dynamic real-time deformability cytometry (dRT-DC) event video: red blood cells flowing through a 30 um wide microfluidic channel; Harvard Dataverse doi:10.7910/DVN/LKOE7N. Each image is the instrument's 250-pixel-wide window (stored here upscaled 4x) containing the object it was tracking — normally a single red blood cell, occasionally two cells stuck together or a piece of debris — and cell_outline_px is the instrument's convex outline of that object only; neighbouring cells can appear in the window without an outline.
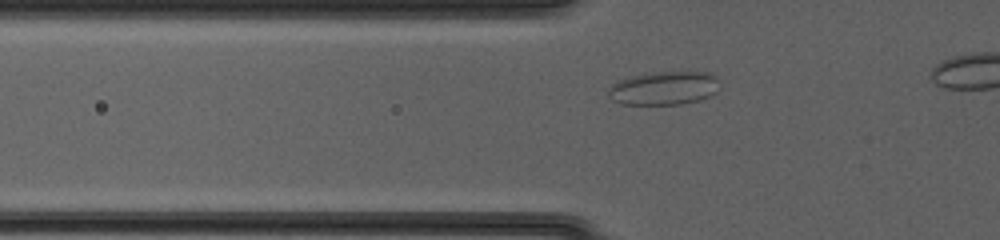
{"species": "common noctule bat (a hibernating species)", "species_latin": "Nyctalus noctula", "temperature_condition": "cold", "stored_images_in_passage": 32, "camera_frame_rate_fps": 3000, "um_per_image_px": 0.085, "animal": {"sex": "female", "body_mass_g": 20.0, "forearm_length_mm": 54.0}, "frame": {"image": 1, "passage_image": 14, "time_ms": 4.333, "image_size_px": [1000, 240], "cell_outline_px": [[720, 88], [712, 96], [700, 100], [680, 104], [620, 104], [612, 100], [608, 96], [608, 88], [616, 80], [628, 76], [652, 72], [712, 72], [716, 76]], "centroid_in_image_um": [56.43, 7.48], "position_along_channel_um": 69.4, "area_um2": 22.2}}
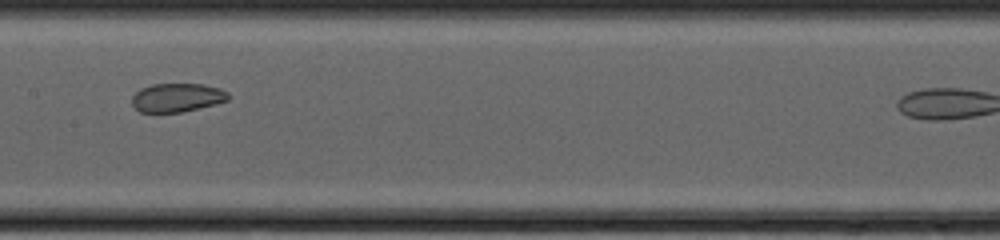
{"frame": {"image": 2, "passage_image": 23, "time_ms": 7.333, "image_size_px": [1000, 240], "cell_outline_px": [[228, 100], [180, 112], [140, 112], [132, 104], [132, 96], [140, 88], [152, 84], [204, 84], [220, 88], [228, 92]], "centroid_in_image_um": [15.02, 8.28], "position_along_channel_um": 192.4, "area_um2": 15.9}}
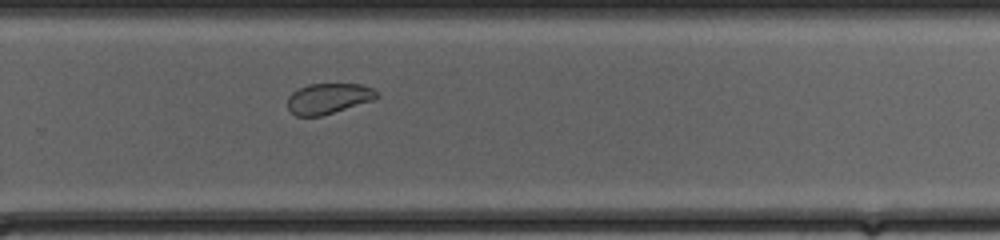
{"frame": {"image": 3, "passage_image": 31, "time_ms": 10.0, "image_size_px": [1000, 240], "cell_outline_px": [[380, 96], [372, 100], [320, 116], [296, 116], [288, 108], [288, 96], [292, 92], [308, 84], [360, 84], [372, 88]], "centroid_in_image_um": [27.89, 8.36], "position_along_channel_um": 301.9, "area_um2": 15.61}}